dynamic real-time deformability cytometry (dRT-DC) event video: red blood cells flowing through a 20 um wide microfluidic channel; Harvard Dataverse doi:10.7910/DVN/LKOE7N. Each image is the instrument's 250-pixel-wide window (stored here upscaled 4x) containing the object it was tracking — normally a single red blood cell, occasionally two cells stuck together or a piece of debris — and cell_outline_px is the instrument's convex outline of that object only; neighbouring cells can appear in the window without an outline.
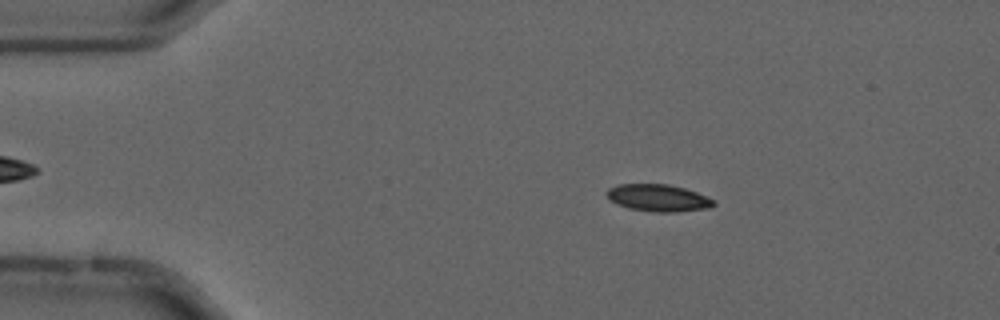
{"species": "common noctule bat (a hibernating species)", "species_latin": "Nyctalus noctula", "temperature_condition": "cold", "stored_images_in_passage": 54, "camera_frame_rate_fps": 3000, "um_per_image_px": 0.085, "animal": {"sex": "male", "forearm_length_mm": 52.5}, "frame": {"image": 1, "passage_image": 9, "time_ms": 2.667, "image_size_px": [1000, 320], "cell_outline_px": [[716, 204], [708, 208], [676, 212], [656, 212], [628, 208], [616, 204], [608, 200], [604, 192], [608, 188], [616, 184], [668, 184], [684, 188], [696, 192], [716, 200]], "centroid_in_image_um": [55.9, 16.82], "position_along_channel_um": 29.1, "area_um2": 17.11}}
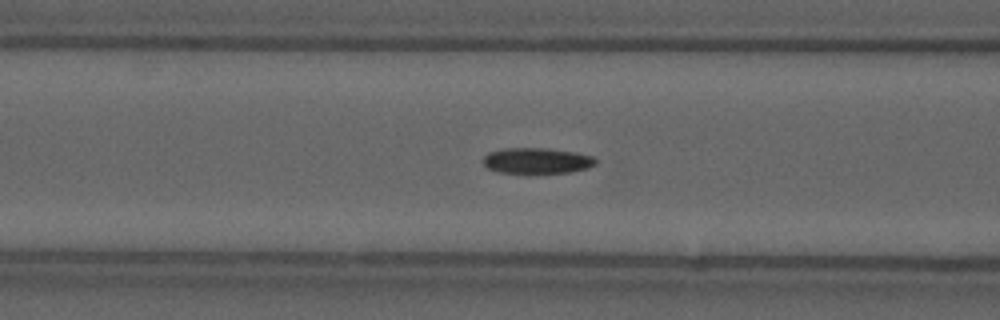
{"frame": {"image": 2, "passage_image": 21, "time_ms": 6.667, "image_size_px": [1000, 320], "cell_outline_px": [[596, 164], [588, 168], [568, 172], [496, 172], [488, 168], [480, 160], [488, 152], [504, 148], [548, 148], [576, 152], [596, 156]], "centroid_in_image_um": [45.63, 13.64], "position_along_channel_um": 121.0, "area_um2": 16.94}}
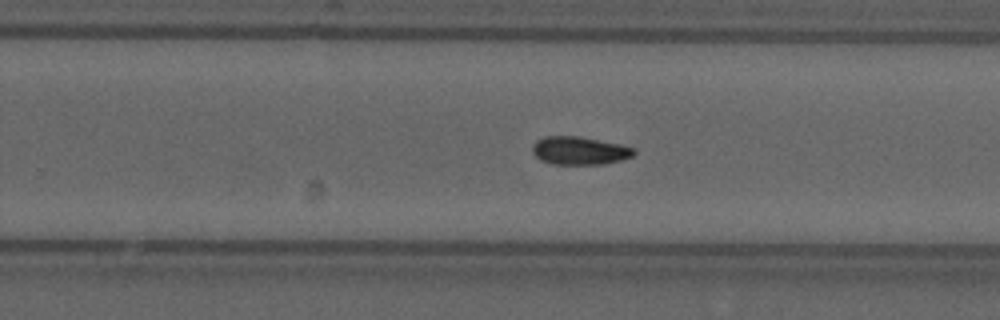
{"frame": {"image": 3, "passage_image": 34, "time_ms": 11.0, "image_size_px": [1000, 320], "cell_outline_px": [[636, 152], [632, 156], [620, 160], [604, 164], [552, 164], [540, 160], [532, 152], [532, 144], [536, 140], [544, 136], [580, 136], [620, 144], [636, 148]], "centroid_in_image_um": [49.24, 12.8], "position_along_channel_um": 280.6, "area_um2": 16.76}, "authors_computed_cell_mechanics": {"area_um2": 16.4441, "velocity_mm_per_s": 3.685, "shape_relaxation_time_tau1_ms": 5.2797, "shape_relaxation_time_tau2_ms": null, "deformation_change_tau1": 0.1047, "deformation_change_tau2": null}}